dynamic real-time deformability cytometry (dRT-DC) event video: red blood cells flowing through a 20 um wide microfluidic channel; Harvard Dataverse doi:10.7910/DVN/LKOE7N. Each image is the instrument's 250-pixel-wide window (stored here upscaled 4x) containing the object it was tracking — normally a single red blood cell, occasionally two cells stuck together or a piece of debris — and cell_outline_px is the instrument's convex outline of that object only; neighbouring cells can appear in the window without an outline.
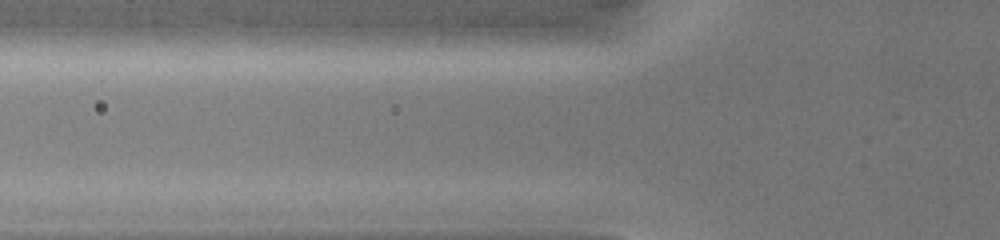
{"species": "common noctule bat (a hibernating species)", "species_latin": "Nyctalus noctula", "temperature_condition": "warm", "stored_images_in_passage": 2, "camera_frame_rate_fps": 3000, "um_per_image_px": 0.085, "animal": {"sex": "female", "body_mass_g": 19.0, "forearm_length_mm": 51.5}, "frame": {"image": 1, "passage_image": 2, "time_ms": 1.0, "image_size_px": [1000, 240], "cell_outline_px": [[616, 36], [612, 40], [600, 44], [544, 48], [388, 48], [388, 32], [440, 24], [584, 24]], "centroid_in_image_um": [42.31, 3.08], "position_along_channel_um": 83.5, "area_um2": 35.03}}